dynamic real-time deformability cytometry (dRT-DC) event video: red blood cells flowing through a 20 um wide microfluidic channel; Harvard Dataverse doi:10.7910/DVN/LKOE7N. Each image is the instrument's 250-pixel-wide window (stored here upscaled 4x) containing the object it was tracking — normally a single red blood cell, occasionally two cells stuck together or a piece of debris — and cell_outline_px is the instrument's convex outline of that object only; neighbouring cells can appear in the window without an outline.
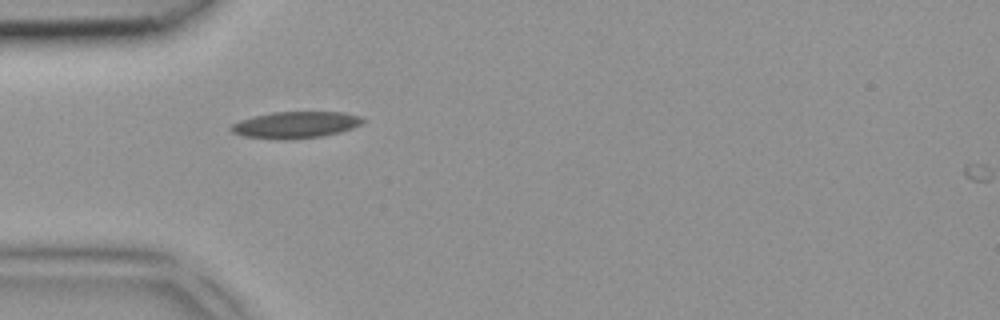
{"species": "common noctule bat (a hibernating species)", "species_latin": "Nyctalus noctula", "temperature_condition": "room temperature", "stored_images_in_passage": 5, "camera_frame_rate_fps": 3000, "um_per_image_px": 0.085, "animal": {"sex": "female", "body_mass_g": 18.4}, "frame": {"image": 1, "passage_image": 4, "time_ms": 1.0, "image_size_px": [1000, 320], "cell_outline_px": [[364, 120], [360, 124], [352, 128], [340, 132], [320, 136], [244, 136], [232, 132], [228, 128], [232, 124], [240, 120], [272, 112], [344, 112], [360, 116]], "centroid_in_image_um": [25.17, 10.55], "position_along_channel_um": 59.8, "area_um2": 19.13}}